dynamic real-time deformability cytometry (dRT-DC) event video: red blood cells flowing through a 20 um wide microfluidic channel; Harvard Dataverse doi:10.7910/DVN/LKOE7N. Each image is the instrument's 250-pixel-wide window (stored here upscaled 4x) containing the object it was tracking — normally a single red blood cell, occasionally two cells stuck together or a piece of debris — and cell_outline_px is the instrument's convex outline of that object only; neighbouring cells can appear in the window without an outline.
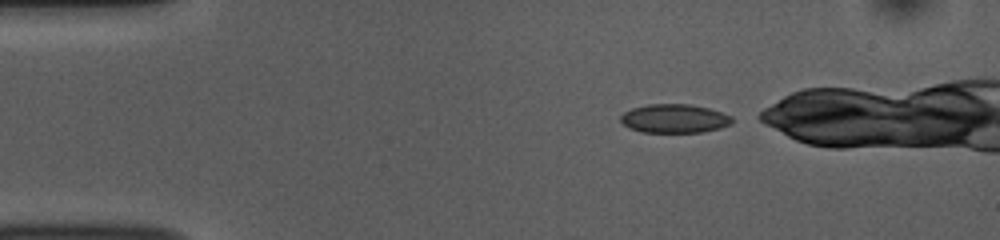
{"species": "common noctule bat (a hibernating species)", "species_latin": "Nyctalus noctula", "temperature_condition": "room temperature", "stored_images_in_passage": 38, "camera_frame_rate_fps": 3000, "um_per_image_px": 0.085, "animal": {"sex": "female", "body_mass_g": 10.0, "forearm_length_mm": 53.1}, "frame": {"image": 1, "passage_image": 1, "time_ms": 0.0, "image_size_px": [1000, 240], "cell_outline_px": [[732, 124], [720, 128], [700, 132], [640, 132], [628, 128], [620, 120], [620, 116], [624, 112], [632, 108], [648, 104], [688, 104], [708, 108], [732, 116]], "centroid_in_image_um": [57.3, 10.08], "position_along_channel_um": 27.7, "area_um2": 18.67}}
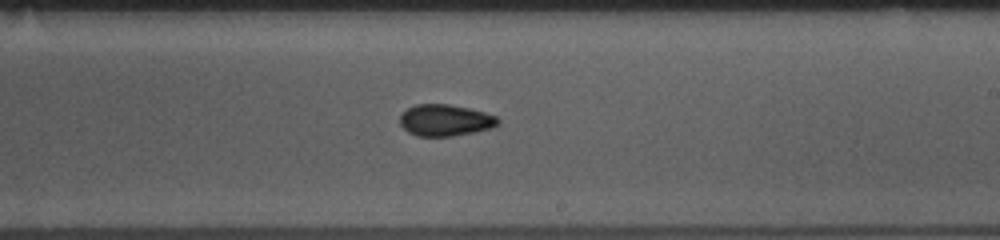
{"frame": {"image": 2, "passage_image": 23, "time_ms": 7.333, "image_size_px": [1000, 240], "cell_outline_px": [[500, 124], [492, 128], [452, 136], [416, 136], [408, 132], [400, 124], [400, 116], [408, 108], [416, 104], [448, 104], [468, 108], [484, 112], [496, 116], [500, 120]], "centroid_in_image_um": [37.85, 10.22], "position_along_channel_um": 251.1, "area_um2": 17.98}}
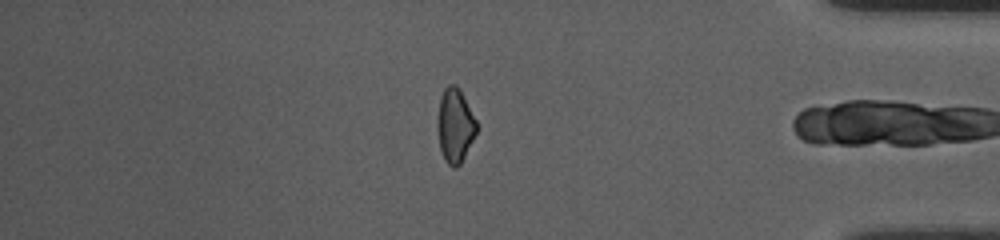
{"frame": {"image": 3, "passage_image": 37, "time_ms": 12.0, "image_size_px": [1000, 240], "cell_outline_px": [[476, 132], [460, 164], [456, 168], [452, 168], [444, 160], [440, 148], [436, 128], [436, 120], [440, 96], [444, 88], [448, 84], [456, 84], [460, 88], [476, 120]], "centroid_in_image_um": [38.63, 10.64], "position_along_channel_um": 396.6, "area_um2": 17.05}, "authors_computed_cell_mechanics": {"area_um2": 18.3804, "velocity_mm_per_s": 3.7982, "shape_relaxation_time_tau1_ms": 7.2842, "shape_relaxation_time_tau2_ms": 4.6416, "deformation_change_tau1": 0.1288, "deformation_change_tau2": 0.0958}}